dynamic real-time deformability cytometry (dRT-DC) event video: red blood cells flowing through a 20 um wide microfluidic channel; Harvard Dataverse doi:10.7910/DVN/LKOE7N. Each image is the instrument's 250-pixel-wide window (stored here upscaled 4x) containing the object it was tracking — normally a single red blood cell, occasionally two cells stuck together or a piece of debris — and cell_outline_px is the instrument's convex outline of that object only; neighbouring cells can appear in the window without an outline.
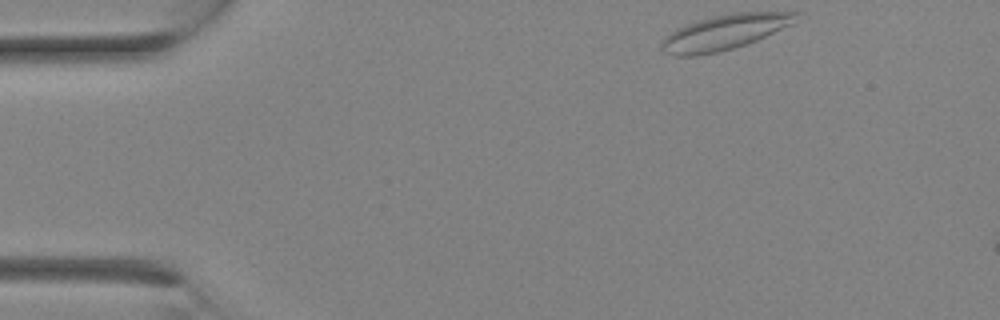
{"species": "Egyptian fruit bat (a non-hibernating species)", "species_latin": "Rousettus aegyptiacus", "temperature_condition": "room temperature", "stored_images_in_passage": 5, "camera_frame_rate_fps": 3000, "um_per_image_px": 0.085, "animal": {"sex": "female"}, "frame": {"image": 1, "passage_image": 1, "time_ms": 0.0, "image_size_px": [1000, 320], "cell_outline_px": [[804, 12], [792, 24], [756, 40], [732, 48], [716, 52], [696, 56], [676, 56], [664, 52], [660, 48], [660, 44], [664, 36], [676, 28], [696, 20], [712, 16], [732, 12]], "centroid_in_image_um": [61.56, 2.72], "position_along_channel_um": 23.4, "area_um2": 27.57}}